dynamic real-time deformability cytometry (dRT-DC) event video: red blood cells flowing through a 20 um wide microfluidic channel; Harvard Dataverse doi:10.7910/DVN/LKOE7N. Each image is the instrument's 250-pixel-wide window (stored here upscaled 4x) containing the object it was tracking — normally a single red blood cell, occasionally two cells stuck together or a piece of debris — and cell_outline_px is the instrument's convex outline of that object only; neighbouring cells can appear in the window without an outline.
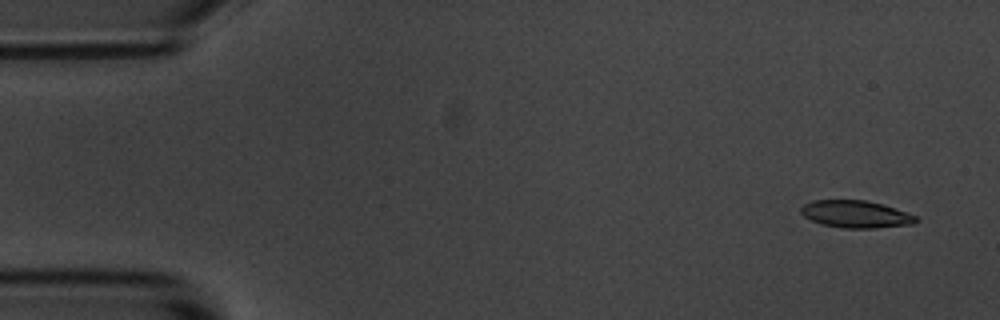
{"species": "common noctule bat (a hibernating species)", "species_latin": "Nyctalus noctula", "temperature_condition": "room temperature", "stored_images_in_passage": 6, "camera_frame_rate_fps": 3000, "um_per_image_px": 0.085, "animal": {"sex": "male", "body_mass_g": 20.1, "forearm_length_mm": 53.5}, "frame": {"image": 1, "passage_image": 1, "time_ms": 0.0, "image_size_px": [1000, 320], "cell_outline_px": [[920, 220], [912, 224], [876, 228], [844, 228], [820, 224], [804, 216], [800, 212], [800, 208], [804, 204], [812, 200], [864, 200], [880, 204], [916, 216]], "centroid_in_image_um": [72.7, 18.21], "position_along_channel_um": 12.3, "area_um2": 18.09}}